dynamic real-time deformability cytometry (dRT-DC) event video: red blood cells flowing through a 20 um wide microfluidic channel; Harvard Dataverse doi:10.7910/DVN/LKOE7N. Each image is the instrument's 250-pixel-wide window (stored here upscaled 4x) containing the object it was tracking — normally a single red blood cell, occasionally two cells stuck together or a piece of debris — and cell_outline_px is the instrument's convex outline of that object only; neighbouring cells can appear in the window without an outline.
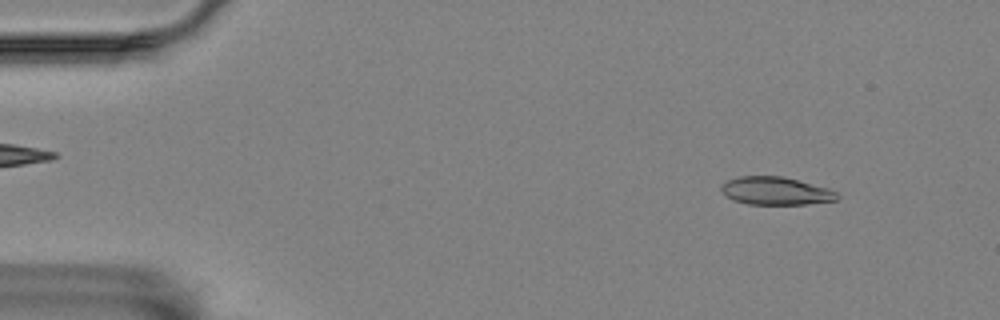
{"species": "Egyptian fruit bat (a non-hibernating species)", "species_latin": "Rousettus aegyptiacus", "temperature_condition": "room temperature", "stored_images_in_passage": 55, "camera_frame_rate_fps": 3000, "um_per_image_px": 0.085, "animal": {"sex": "female"}, "frame": {"image": 1, "passage_image": 5, "time_ms": 1.333, "image_size_px": [1000, 320], "cell_outline_px": [[840, 196], [836, 200], [808, 204], [748, 204], [732, 200], [720, 188], [720, 184], [728, 180], [740, 176], [780, 176], [828, 188], [836, 192]], "centroid_in_image_um": [65.92, 16.23], "position_along_channel_um": 19.1, "area_um2": 18.67}}
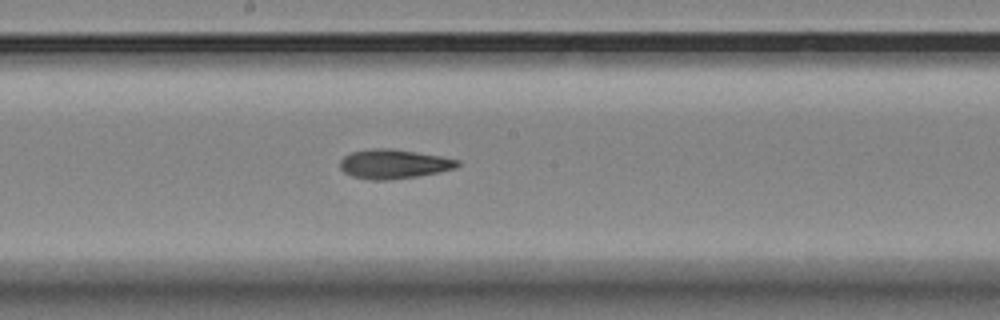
{"frame": {"image": 2, "passage_image": 29, "time_ms": 9.333, "image_size_px": [1000, 320], "cell_outline_px": [[460, 164], [456, 168], [440, 172], [416, 176], [388, 180], [372, 180], [352, 176], [344, 172], [340, 168], [340, 160], [344, 156], [352, 152], [372, 148], [392, 148], [440, 156], [460, 160]], "centroid_in_image_um": [33.47, 13.93], "position_along_channel_um": 214.7, "area_um2": 20.06}}
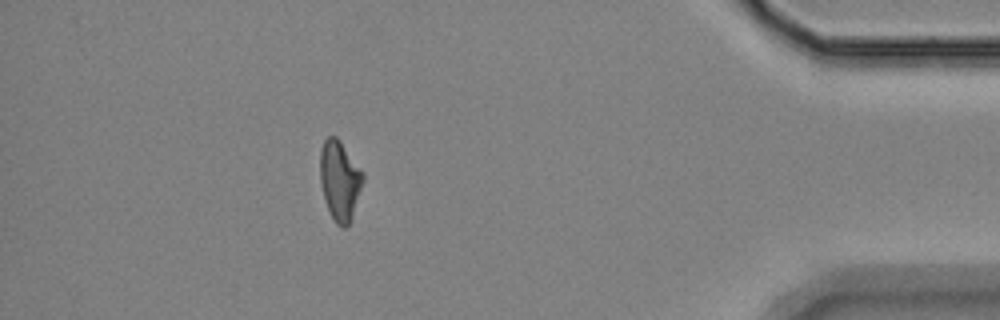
{"frame": {"image": 3, "passage_image": 49, "time_ms": 16.0, "image_size_px": [1000, 320], "cell_outline_px": [[364, 180], [352, 220], [344, 228], [336, 224], [324, 200], [320, 180], [320, 148], [324, 140], [328, 136], [336, 136], [340, 140], [364, 172]], "centroid_in_image_um": [28.89, 15.32], "position_along_channel_um": 406.3, "area_um2": 20.17}, "authors_computed_cell_mechanics": {"area_um2": 19.7098, "velocity_mm_per_s": 3.5584, "shape_relaxation_time_tau1_ms": 5.9143, "shape_relaxation_time_tau2_ms": 6.4112, "deformation_change_tau1": 0.1667, "deformation_change_tau2": 0.1394}}